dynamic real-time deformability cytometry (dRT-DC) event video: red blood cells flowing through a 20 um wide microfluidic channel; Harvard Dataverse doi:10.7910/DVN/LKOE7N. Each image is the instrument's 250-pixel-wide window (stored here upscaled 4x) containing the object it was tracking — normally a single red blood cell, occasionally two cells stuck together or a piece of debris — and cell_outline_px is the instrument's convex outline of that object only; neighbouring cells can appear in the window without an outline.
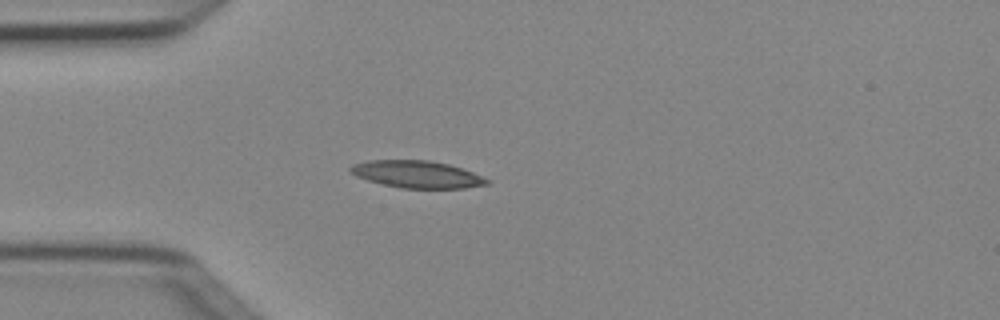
{"species": "Egyptian fruit bat (a non-hibernating species)", "species_latin": "Rousettus aegyptiacus", "temperature_condition": "cold", "stored_images_in_passage": 3, "camera_frame_rate_fps": 3000, "um_per_image_px": 0.085, "animal": {"sex": "female"}, "frame": {"image": 1, "passage_image": 3, "time_ms": 0.667, "image_size_px": [1000, 320], "cell_outline_px": [[492, 180], [488, 184], [464, 188], [400, 188], [368, 180], [356, 176], [348, 168], [352, 164], [368, 160], [428, 160], [448, 164], [472, 172]], "centroid_in_image_um": [35.45, 14.81], "position_along_channel_um": 49.6, "area_um2": 21.5}}